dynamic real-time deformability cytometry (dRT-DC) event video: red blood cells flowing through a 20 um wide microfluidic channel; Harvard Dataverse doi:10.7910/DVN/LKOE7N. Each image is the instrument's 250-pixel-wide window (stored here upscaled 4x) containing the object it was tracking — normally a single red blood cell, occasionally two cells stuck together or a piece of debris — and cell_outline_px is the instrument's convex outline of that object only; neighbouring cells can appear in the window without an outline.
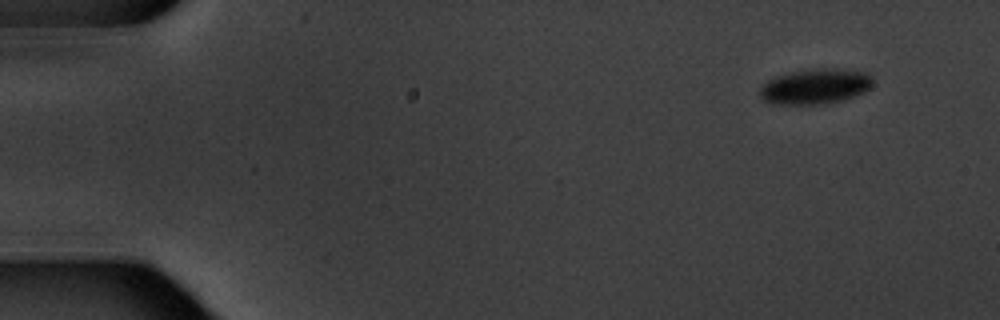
{"species": "common noctule bat (a hibernating species)", "species_latin": "Nyctalus noctula", "temperature_condition": "warm", "stored_images_in_passage": 6, "camera_frame_rate_fps": 3000, "um_per_image_px": 0.085, "animal": {"sex": "male", "body_mass_g": 20.1, "forearm_length_mm": 53.5}, "frame": {"image": 1, "passage_image": 1, "time_ms": 0.0, "image_size_px": [1000, 320], "cell_outline_px": [[872, 84], [864, 92], [856, 96], [844, 100], [824, 104], [772, 104], [764, 100], [760, 96], [760, 88], [768, 80], [776, 76], [792, 72], [816, 68], [864, 72], [872, 76]], "centroid_in_image_um": [69.28, 7.37], "position_along_channel_um": 15.7, "area_um2": 22.95}}
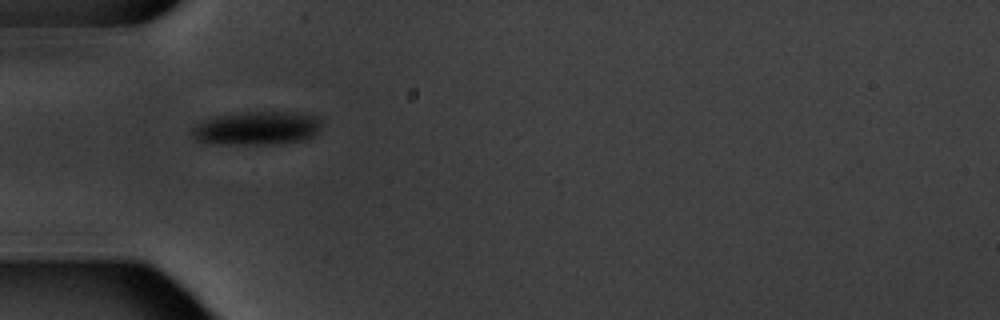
{"frame": {"image": 2, "passage_image": 5, "time_ms": 4.667, "image_size_px": [1000, 320], "cell_outline_px": [[320, 128], [308, 140], [272, 144], [204, 144], [196, 140], [192, 136], [192, 128], [196, 124], [204, 120], [216, 116], [248, 112], [292, 112], [316, 116], [320, 120]], "centroid_in_image_um": [21.8, 10.91], "position_along_channel_um": 63.2, "area_um2": 25.43}}
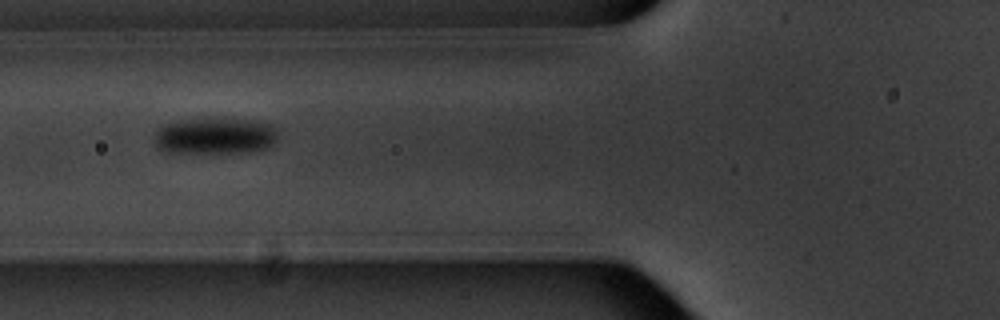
{"frame": {"image": 3, "passage_image": 6, "time_ms": 6.0, "image_size_px": [1000, 320], "cell_outline_px": [[276, 140], [268, 148], [256, 152], [168, 152], [160, 148], [156, 144], [156, 128], [164, 124], [180, 120], [248, 120], [268, 124], [276, 132]], "centroid_in_image_um": [18.27, 11.58], "position_along_channel_um": 107.5, "area_um2": 25.49}}